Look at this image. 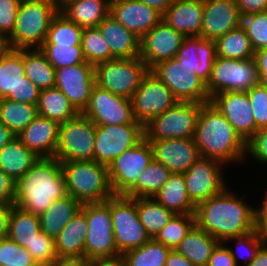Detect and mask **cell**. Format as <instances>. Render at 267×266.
<instances>
[{"label": "cell", "instance_id": "obj_32", "mask_svg": "<svg viewBox=\"0 0 267 266\" xmlns=\"http://www.w3.org/2000/svg\"><path fill=\"white\" fill-rule=\"evenodd\" d=\"M153 198L174 214L195 213V205L188 198L186 181L182 173H172Z\"/></svg>", "mask_w": 267, "mask_h": 266}, {"label": "cell", "instance_id": "obj_62", "mask_svg": "<svg viewBox=\"0 0 267 266\" xmlns=\"http://www.w3.org/2000/svg\"><path fill=\"white\" fill-rule=\"evenodd\" d=\"M165 266H195L189 259L181 255L175 249H171Z\"/></svg>", "mask_w": 267, "mask_h": 266}, {"label": "cell", "instance_id": "obj_23", "mask_svg": "<svg viewBox=\"0 0 267 266\" xmlns=\"http://www.w3.org/2000/svg\"><path fill=\"white\" fill-rule=\"evenodd\" d=\"M110 14L140 39L162 20L159 11L139 0H113Z\"/></svg>", "mask_w": 267, "mask_h": 266}, {"label": "cell", "instance_id": "obj_43", "mask_svg": "<svg viewBox=\"0 0 267 266\" xmlns=\"http://www.w3.org/2000/svg\"><path fill=\"white\" fill-rule=\"evenodd\" d=\"M83 28L60 11L53 17L43 44L81 45Z\"/></svg>", "mask_w": 267, "mask_h": 266}, {"label": "cell", "instance_id": "obj_24", "mask_svg": "<svg viewBox=\"0 0 267 266\" xmlns=\"http://www.w3.org/2000/svg\"><path fill=\"white\" fill-rule=\"evenodd\" d=\"M59 126L57 121L38 114L17 137L39 158L55 157L59 141Z\"/></svg>", "mask_w": 267, "mask_h": 266}, {"label": "cell", "instance_id": "obj_57", "mask_svg": "<svg viewBox=\"0 0 267 266\" xmlns=\"http://www.w3.org/2000/svg\"><path fill=\"white\" fill-rule=\"evenodd\" d=\"M241 17L267 11V0H236Z\"/></svg>", "mask_w": 267, "mask_h": 266}, {"label": "cell", "instance_id": "obj_48", "mask_svg": "<svg viewBox=\"0 0 267 266\" xmlns=\"http://www.w3.org/2000/svg\"><path fill=\"white\" fill-rule=\"evenodd\" d=\"M40 266L31 253L8 237L0 240V266Z\"/></svg>", "mask_w": 267, "mask_h": 266}, {"label": "cell", "instance_id": "obj_39", "mask_svg": "<svg viewBox=\"0 0 267 266\" xmlns=\"http://www.w3.org/2000/svg\"><path fill=\"white\" fill-rule=\"evenodd\" d=\"M38 115L37 105L0 99V122L18 136Z\"/></svg>", "mask_w": 267, "mask_h": 266}, {"label": "cell", "instance_id": "obj_67", "mask_svg": "<svg viewBox=\"0 0 267 266\" xmlns=\"http://www.w3.org/2000/svg\"><path fill=\"white\" fill-rule=\"evenodd\" d=\"M74 0H52V2L55 4L57 9L60 11L65 5H67L69 2H72Z\"/></svg>", "mask_w": 267, "mask_h": 266}, {"label": "cell", "instance_id": "obj_63", "mask_svg": "<svg viewBox=\"0 0 267 266\" xmlns=\"http://www.w3.org/2000/svg\"><path fill=\"white\" fill-rule=\"evenodd\" d=\"M163 14L175 0H139Z\"/></svg>", "mask_w": 267, "mask_h": 266}, {"label": "cell", "instance_id": "obj_50", "mask_svg": "<svg viewBox=\"0 0 267 266\" xmlns=\"http://www.w3.org/2000/svg\"><path fill=\"white\" fill-rule=\"evenodd\" d=\"M26 249L40 266H46L57 258L55 239L40 231Z\"/></svg>", "mask_w": 267, "mask_h": 266}, {"label": "cell", "instance_id": "obj_60", "mask_svg": "<svg viewBox=\"0 0 267 266\" xmlns=\"http://www.w3.org/2000/svg\"><path fill=\"white\" fill-rule=\"evenodd\" d=\"M89 260L85 257H57L46 266H88Z\"/></svg>", "mask_w": 267, "mask_h": 266}, {"label": "cell", "instance_id": "obj_66", "mask_svg": "<svg viewBox=\"0 0 267 266\" xmlns=\"http://www.w3.org/2000/svg\"><path fill=\"white\" fill-rule=\"evenodd\" d=\"M88 266H125L121 258L116 260L89 261Z\"/></svg>", "mask_w": 267, "mask_h": 266}, {"label": "cell", "instance_id": "obj_21", "mask_svg": "<svg viewBox=\"0 0 267 266\" xmlns=\"http://www.w3.org/2000/svg\"><path fill=\"white\" fill-rule=\"evenodd\" d=\"M241 18L236 0H203L200 36L216 41L241 26Z\"/></svg>", "mask_w": 267, "mask_h": 266}, {"label": "cell", "instance_id": "obj_4", "mask_svg": "<svg viewBox=\"0 0 267 266\" xmlns=\"http://www.w3.org/2000/svg\"><path fill=\"white\" fill-rule=\"evenodd\" d=\"M67 195L81 205L105 202L114 195L108 166L91 161L61 162Z\"/></svg>", "mask_w": 267, "mask_h": 266}, {"label": "cell", "instance_id": "obj_58", "mask_svg": "<svg viewBox=\"0 0 267 266\" xmlns=\"http://www.w3.org/2000/svg\"><path fill=\"white\" fill-rule=\"evenodd\" d=\"M267 192V191H266ZM259 208H254V229L262 236H267V193Z\"/></svg>", "mask_w": 267, "mask_h": 266}, {"label": "cell", "instance_id": "obj_10", "mask_svg": "<svg viewBox=\"0 0 267 266\" xmlns=\"http://www.w3.org/2000/svg\"><path fill=\"white\" fill-rule=\"evenodd\" d=\"M97 126L83 113L61 123L55 158L60 162L94 160Z\"/></svg>", "mask_w": 267, "mask_h": 266}, {"label": "cell", "instance_id": "obj_68", "mask_svg": "<svg viewBox=\"0 0 267 266\" xmlns=\"http://www.w3.org/2000/svg\"><path fill=\"white\" fill-rule=\"evenodd\" d=\"M0 44H8L7 37L3 34V32L0 30Z\"/></svg>", "mask_w": 267, "mask_h": 266}, {"label": "cell", "instance_id": "obj_28", "mask_svg": "<svg viewBox=\"0 0 267 266\" xmlns=\"http://www.w3.org/2000/svg\"><path fill=\"white\" fill-rule=\"evenodd\" d=\"M38 159L39 157L16 137L0 150V170L16 182Z\"/></svg>", "mask_w": 267, "mask_h": 266}, {"label": "cell", "instance_id": "obj_47", "mask_svg": "<svg viewBox=\"0 0 267 266\" xmlns=\"http://www.w3.org/2000/svg\"><path fill=\"white\" fill-rule=\"evenodd\" d=\"M241 27L246 32L254 52L267 47V11L243 16Z\"/></svg>", "mask_w": 267, "mask_h": 266}, {"label": "cell", "instance_id": "obj_17", "mask_svg": "<svg viewBox=\"0 0 267 266\" xmlns=\"http://www.w3.org/2000/svg\"><path fill=\"white\" fill-rule=\"evenodd\" d=\"M222 167L223 164L218 161L199 157L188 171L183 173L188 198L195 206L228 186L223 178Z\"/></svg>", "mask_w": 267, "mask_h": 266}, {"label": "cell", "instance_id": "obj_9", "mask_svg": "<svg viewBox=\"0 0 267 266\" xmlns=\"http://www.w3.org/2000/svg\"><path fill=\"white\" fill-rule=\"evenodd\" d=\"M201 105L178 101L144 125V138L147 141L194 138Z\"/></svg>", "mask_w": 267, "mask_h": 266}, {"label": "cell", "instance_id": "obj_11", "mask_svg": "<svg viewBox=\"0 0 267 266\" xmlns=\"http://www.w3.org/2000/svg\"><path fill=\"white\" fill-rule=\"evenodd\" d=\"M259 83L254 58L235 60L217 56L206 89L211 99L218 93L246 92Z\"/></svg>", "mask_w": 267, "mask_h": 266}, {"label": "cell", "instance_id": "obj_14", "mask_svg": "<svg viewBox=\"0 0 267 266\" xmlns=\"http://www.w3.org/2000/svg\"><path fill=\"white\" fill-rule=\"evenodd\" d=\"M153 160V151L145 138L137 145L126 149L109 166V179L116 195H124Z\"/></svg>", "mask_w": 267, "mask_h": 266}, {"label": "cell", "instance_id": "obj_16", "mask_svg": "<svg viewBox=\"0 0 267 266\" xmlns=\"http://www.w3.org/2000/svg\"><path fill=\"white\" fill-rule=\"evenodd\" d=\"M83 114L96 126L139 123L135 120L131 99L94 85Z\"/></svg>", "mask_w": 267, "mask_h": 266}, {"label": "cell", "instance_id": "obj_31", "mask_svg": "<svg viewBox=\"0 0 267 266\" xmlns=\"http://www.w3.org/2000/svg\"><path fill=\"white\" fill-rule=\"evenodd\" d=\"M110 0H74L60 12L82 28L97 27L110 14Z\"/></svg>", "mask_w": 267, "mask_h": 266}, {"label": "cell", "instance_id": "obj_15", "mask_svg": "<svg viewBox=\"0 0 267 266\" xmlns=\"http://www.w3.org/2000/svg\"><path fill=\"white\" fill-rule=\"evenodd\" d=\"M133 114L136 121L143 126L178 100L172 91L150 70L141 81V85L131 98Z\"/></svg>", "mask_w": 267, "mask_h": 266}, {"label": "cell", "instance_id": "obj_27", "mask_svg": "<svg viewBox=\"0 0 267 266\" xmlns=\"http://www.w3.org/2000/svg\"><path fill=\"white\" fill-rule=\"evenodd\" d=\"M86 215L79 210L55 238L57 257H84Z\"/></svg>", "mask_w": 267, "mask_h": 266}, {"label": "cell", "instance_id": "obj_69", "mask_svg": "<svg viewBox=\"0 0 267 266\" xmlns=\"http://www.w3.org/2000/svg\"><path fill=\"white\" fill-rule=\"evenodd\" d=\"M9 49V45L8 44H0V53L4 50Z\"/></svg>", "mask_w": 267, "mask_h": 266}, {"label": "cell", "instance_id": "obj_41", "mask_svg": "<svg viewBox=\"0 0 267 266\" xmlns=\"http://www.w3.org/2000/svg\"><path fill=\"white\" fill-rule=\"evenodd\" d=\"M171 248L151 238L141 247L126 251L121 259L125 266H165Z\"/></svg>", "mask_w": 267, "mask_h": 266}, {"label": "cell", "instance_id": "obj_33", "mask_svg": "<svg viewBox=\"0 0 267 266\" xmlns=\"http://www.w3.org/2000/svg\"><path fill=\"white\" fill-rule=\"evenodd\" d=\"M216 57L215 41L192 36L185 37L175 58L189 67H213Z\"/></svg>", "mask_w": 267, "mask_h": 266}, {"label": "cell", "instance_id": "obj_6", "mask_svg": "<svg viewBox=\"0 0 267 266\" xmlns=\"http://www.w3.org/2000/svg\"><path fill=\"white\" fill-rule=\"evenodd\" d=\"M213 67H189L176 58L157 63L150 71L155 74L180 102H210L206 84Z\"/></svg>", "mask_w": 267, "mask_h": 266}, {"label": "cell", "instance_id": "obj_40", "mask_svg": "<svg viewBox=\"0 0 267 266\" xmlns=\"http://www.w3.org/2000/svg\"><path fill=\"white\" fill-rule=\"evenodd\" d=\"M139 220L150 238H155L159 231L170 221L174 213L153 197L135 198Z\"/></svg>", "mask_w": 267, "mask_h": 266}, {"label": "cell", "instance_id": "obj_8", "mask_svg": "<svg viewBox=\"0 0 267 266\" xmlns=\"http://www.w3.org/2000/svg\"><path fill=\"white\" fill-rule=\"evenodd\" d=\"M149 70L140 56L114 58L94 65L95 84L131 99Z\"/></svg>", "mask_w": 267, "mask_h": 266}, {"label": "cell", "instance_id": "obj_44", "mask_svg": "<svg viewBox=\"0 0 267 266\" xmlns=\"http://www.w3.org/2000/svg\"><path fill=\"white\" fill-rule=\"evenodd\" d=\"M81 45L87 63L96 65L114 59L98 27L83 28Z\"/></svg>", "mask_w": 267, "mask_h": 266}, {"label": "cell", "instance_id": "obj_64", "mask_svg": "<svg viewBox=\"0 0 267 266\" xmlns=\"http://www.w3.org/2000/svg\"><path fill=\"white\" fill-rule=\"evenodd\" d=\"M246 266H267V242L261 247L256 257Z\"/></svg>", "mask_w": 267, "mask_h": 266}, {"label": "cell", "instance_id": "obj_26", "mask_svg": "<svg viewBox=\"0 0 267 266\" xmlns=\"http://www.w3.org/2000/svg\"><path fill=\"white\" fill-rule=\"evenodd\" d=\"M114 58L140 56V38L109 14L97 26Z\"/></svg>", "mask_w": 267, "mask_h": 266}, {"label": "cell", "instance_id": "obj_1", "mask_svg": "<svg viewBox=\"0 0 267 266\" xmlns=\"http://www.w3.org/2000/svg\"><path fill=\"white\" fill-rule=\"evenodd\" d=\"M226 187L195 206V224L219 242L254 230V208Z\"/></svg>", "mask_w": 267, "mask_h": 266}, {"label": "cell", "instance_id": "obj_55", "mask_svg": "<svg viewBox=\"0 0 267 266\" xmlns=\"http://www.w3.org/2000/svg\"><path fill=\"white\" fill-rule=\"evenodd\" d=\"M224 244V242H219L216 245L207 266H237L229 247H227V244L223 246Z\"/></svg>", "mask_w": 267, "mask_h": 266}, {"label": "cell", "instance_id": "obj_30", "mask_svg": "<svg viewBox=\"0 0 267 266\" xmlns=\"http://www.w3.org/2000/svg\"><path fill=\"white\" fill-rule=\"evenodd\" d=\"M218 243L219 241L213 236L194 224L185 238L175 247V250L195 266H207Z\"/></svg>", "mask_w": 267, "mask_h": 266}, {"label": "cell", "instance_id": "obj_65", "mask_svg": "<svg viewBox=\"0 0 267 266\" xmlns=\"http://www.w3.org/2000/svg\"><path fill=\"white\" fill-rule=\"evenodd\" d=\"M17 136L0 122V150Z\"/></svg>", "mask_w": 267, "mask_h": 266}, {"label": "cell", "instance_id": "obj_53", "mask_svg": "<svg viewBox=\"0 0 267 266\" xmlns=\"http://www.w3.org/2000/svg\"><path fill=\"white\" fill-rule=\"evenodd\" d=\"M22 0H0V30L8 37L15 26L17 12Z\"/></svg>", "mask_w": 267, "mask_h": 266}, {"label": "cell", "instance_id": "obj_13", "mask_svg": "<svg viewBox=\"0 0 267 266\" xmlns=\"http://www.w3.org/2000/svg\"><path fill=\"white\" fill-rule=\"evenodd\" d=\"M143 139L141 123L97 126L94 161L109 166L126 149Z\"/></svg>", "mask_w": 267, "mask_h": 266}, {"label": "cell", "instance_id": "obj_5", "mask_svg": "<svg viewBox=\"0 0 267 266\" xmlns=\"http://www.w3.org/2000/svg\"><path fill=\"white\" fill-rule=\"evenodd\" d=\"M58 12L52 0H22L14 29L7 37L9 49H40Z\"/></svg>", "mask_w": 267, "mask_h": 266}, {"label": "cell", "instance_id": "obj_49", "mask_svg": "<svg viewBox=\"0 0 267 266\" xmlns=\"http://www.w3.org/2000/svg\"><path fill=\"white\" fill-rule=\"evenodd\" d=\"M226 241L229 243H230V241L236 242L237 251H234L232 248H229V250L231 252L232 257L235 260L236 265L239 266L240 265V264H238L239 258H237V257L244 258L246 255V257H248V258H246L245 261H247V263L244 265H248L256 257V255L259 252V250L261 249V247L266 243V237L260 235L254 229L253 231H251L247 234L226 239L224 241V243H226ZM241 249L246 250L244 255L240 254L241 252H239V250H241Z\"/></svg>", "mask_w": 267, "mask_h": 266}, {"label": "cell", "instance_id": "obj_38", "mask_svg": "<svg viewBox=\"0 0 267 266\" xmlns=\"http://www.w3.org/2000/svg\"><path fill=\"white\" fill-rule=\"evenodd\" d=\"M40 231V221L37 214L12 206L7 235L9 239L26 248Z\"/></svg>", "mask_w": 267, "mask_h": 266}, {"label": "cell", "instance_id": "obj_18", "mask_svg": "<svg viewBox=\"0 0 267 266\" xmlns=\"http://www.w3.org/2000/svg\"><path fill=\"white\" fill-rule=\"evenodd\" d=\"M95 85L94 65L84 62L55 69V87L68 98L79 112L87 108Z\"/></svg>", "mask_w": 267, "mask_h": 266}, {"label": "cell", "instance_id": "obj_37", "mask_svg": "<svg viewBox=\"0 0 267 266\" xmlns=\"http://www.w3.org/2000/svg\"><path fill=\"white\" fill-rule=\"evenodd\" d=\"M171 174L168 168L153 159L124 195L131 198L154 197Z\"/></svg>", "mask_w": 267, "mask_h": 266}, {"label": "cell", "instance_id": "obj_29", "mask_svg": "<svg viewBox=\"0 0 267 266\" xmlns=\"http://www.w3.org/2000/svg\"><path fill=\"white\" fill-rule=\"evenodd\" d=\"M80 209L81 204L72 196L66 195L54 200L38 215L41 231L55 239Z\"/></svg>", "mask_w": 267, "mask_h": 266}, {"label": "cell", "instance_id": "obj_54", "mask_svg": "<svg viewBox=\"0 0 267 266\" xmlns=\"http://www.w3.org/2000/svg\"><path fill=\"white\" fill-rule=\"evenodd\" d=\"M39 95L40 89L24 76V81L14 91H10L6 99L37 105Z\"/></svg>", "mask_w": 267, "mask_h": 266}, {"label": "cell", "instance_id": "obj_45", "mask_svg": "<svg viewBox=\"0 0 267 266\" xmlns=\"http://www.w3.org/2000/svg\"><path fill=\"white\" fill-rule=\"evenodd\" d=\"M194 224V214H174L154 239L171 249H175Z\"/></svg>", "mask_w": 267, "mask_h": 266}, {"label": "cell", "instance_id": "obj_42", "mask_svg": "<svg viewBox=\"0 0 267 266\" xmlns=\"http://www.w3.org/2000/svg\"><path fill=\"white\" fill-rule=\"evenodd\" d=\"M215 43L217 56L235 60L254 58L255 52L251 47L246 32L241 26L219 37Z\"/></svg>", "mask_w": 267, "mask_h": 266}, {"label": "cell", "instance_id": "obj_52", "mask_svg": "<svg viewBox=\"0 0 267 266\" xmlns=\"http://www.w3.org/2000/svg\"><path fill=\"white\" fill-rule=\"evenodd\" d=\"M246 153L257 162L267 164V127L258 129L246 142Z\"/></svg>", "mask_w": 267, "mask_h": 266}, {"label": "cell", "instance_id": "obj_46", "mask_svg": "<svg viewBox=\"0 0 267 266\" xmlns=\"http://www.w3.org/2000/svg\"><path fill=\"white\" fill-rule=\"evenodd\" d=\"M40 50L55 69L86 62L82 45L43 44Z\"/></svg>", "mask_w": 267, "mask_h": 266}, {"label": "cell", "instance_id": "obj_25", "mask_svg": "<svg viewBox=\"0 0 267 266\" xmlns=\"http://www.w3.org/2000/svg\"><path fill=\"white\" fill-rule=\"evenodd\" d=\"M203 0H175L162 14V20L185 37L200 36Z\"/></svg>", "mask_w": 267, "mask_h": 266}, {"label": "cell", "instance_id": "obj_51", "mask_svg": "<svg viewBox=\"0 0 267 266\" xmlns=\"http://www.w3.org/2000/svg\"><path fill=\"white\" fill-rule=\"evenodd\" d=\"M258 129L267 127V86L259 83L246 91Z\"/></svg>", "mask_w": 267, "mask_h": 266}, {"label": "cell", "instance_id": "obj_36", "mask_svg": "<svg viewBox=\"0 0 267 266\" xmlns=\"http://www.w3.org/2000/svg\"><path fill=\"white\" fill-rule=\"evenodd\" d=\"M23 49H7L0 53V99L24 81Z\"/></svg>", "mask_w": 267, "mask_h": 266}, {"label": "cell", "instance_id": "obj_61", "mask_svg": "<svg viewBox=\"0 0 267 266\" xmlns=\"http://www.w3.org/2000/svg\"><path fill=\"white\" fill-rule=\"evenodd\" d=\"M13 205H0V240L8 235L9 218Z\"/></svg>", "mask_w": 267, "mask_h": 266}, {"label": "cell", "instance_id": "obj_7", "mask_svg": "<svg viewBox=\"0 0 267 266\" xmlns=\"http://www.w3.org/2000/svg\"><path fill=\"white\" fill-rule=\"evenodd\" d=\"M80 210L88 224L84 257L89 261L121 258L113 233L111 197L101 203L82 204Z\"/></svg>", "mask_w": 267, "mask_h": 266}, {"label": "cell", "instance_id": "obj_34", "mask_svg": "<svg viewBox=\"0 0 267 266\" xmlns=\"http://www.w3.org/2000/svg\"><path fill=\"white\" fill-rule=\"evenodd\" d=\"M25 76L40 90L55 87V68L40 49H23Z\"/></svg>", "mask_w": 267, "mask_h": 266}, {"label": "cell", "instance_id": "obj_3", "mask_svg": "<svg viewBox=\"0 0 267 266\" xmlns=\"http://www.w3.org/2000/svg\"><path fill=\"white\" fill-rule=\"evenodd\" d=\"M194 141L201 157L223 165L244 160L246 142L210 102L201 105Z\"/></svg>", "mask_w": 267, "mask_h": 266}, {"label": "cell", "instance_id": "obj_35", "mask_svg": "<svg viewBox=\"0 0 267 266\" xmlns=\"http://www.w3.org/2000/svg\"><path fill=\"white\" fill-rule=\"evenodd\" d=\"M37 110L39 115L57 121L59 124L79 114L57 87L40 90Z\"/></svg>", "mask_w": 267, "mask_h": 266}, {"label": "cell", "instance_id": "obj_19", "mask_svg": "<svg viewBox=\"0 0 267 266\" xmlns=\"http://www.w3.org/2000/svg\"><path fill=\"white\" fill-rule=\"evenodd\" d=\"M185 36L161 20L140 39V58L151 69L176 57Z\"/></svg>", "mask_w": 267, "mask_h": 266}, {"label": "cell", "instance_id": "obj_12", "mask_svg": "<svg viewBox=\"0 0 267 266\" xmlns=\"http://www.w3.org/2000/svg\"><path fill=\"white\" fill-rule=\"evenodd\" d=\"M111 215L115 243L121 255L151 239L139 220L135 198L111 196Z\"/></svg>", "mask_w": 267, "mask_h": 266}, {"label": "cell", "instance_id": "obj_22", "mask_svg": "<svg viewBox=\"0 0 267 266\" xmlns=\"http://www.w3.org/2000/svg\"><path fill=\"white\" fill-rule=\"evenodd\" d=\"M153 159L162 163L172 173H185L201 157L194 138L149 141Z\"/></svg>", "mask_w": 267, "mask_h": 266}, {"label": "cell", "instance_id": "obj_56", "mask_svg": "<svg viewBox=\"0 0 267 266\" xmlns=\"http://www.w3.org/2000/svg\"><path fill=\"white\" fill-rule=\"evenodd\" d=\"M15 184V181L0 170V205H13Z\"/></svg>", "mask_w": 267, "mask_h": 266}, {"label": "cell", "instance_id": "obj_20", "mask_svg": "<svg viewBox=\"0 0 267 266\" xmlns=\"http://www.w3.org/2000/svg\"><path fill=\"white\" fill-rule=\"evenodd\" d=\"M210 103L229 121L247 142L258 130L247 92H223L214 95Z\"/></svg>", "mask_w": 267, "mask_h": 266}, {"label": "cell", "instance_id": "obj_2", "mask_svg": "<svg viewBox=\"0 0 267 266\" xmlns=\"http://www.w3.org/2000/svg\"><path fill=\"white\" fill-rule=\"evenodd\" d=\"M66 195L61 162L55 157H42L16 181L13 205L39 215Z\"/></svg>", "mask_w": 267, "mask_h": 266}, {"label": "cell", "instance_id": "obj_59", "mask_svg": "<svg viewBox=\"0 0 267 266\" xmlns=\"http://www.w3.org/2000/svg\"><path fill=\"white\" fill-rule=\"evenodd\" d=\"M260 83L267 86V47L254 53Z\"/></svg>", "mask_w": 267, "mask_h": 266}]
</instances>
